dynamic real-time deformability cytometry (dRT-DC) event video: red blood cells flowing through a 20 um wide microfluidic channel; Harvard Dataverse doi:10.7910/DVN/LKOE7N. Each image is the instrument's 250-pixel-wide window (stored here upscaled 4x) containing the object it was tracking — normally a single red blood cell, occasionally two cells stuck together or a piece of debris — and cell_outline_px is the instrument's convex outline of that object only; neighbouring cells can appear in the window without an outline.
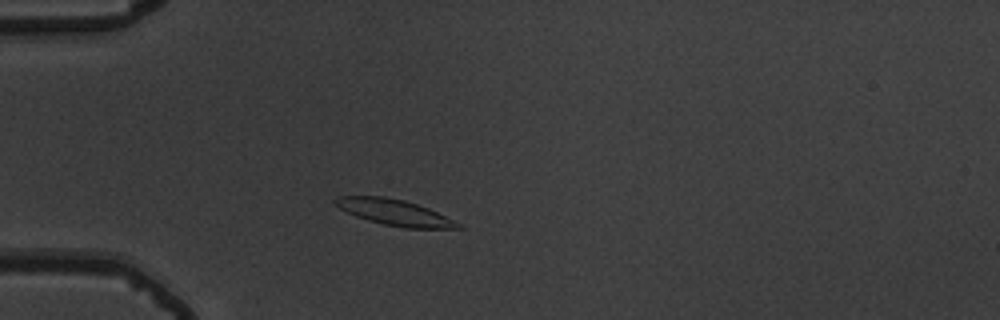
{"species": "common noctule bat (a hibernating species)", "species_latin": "Nyctalus noctula", "temperature_condition": "warm", "stored_images_in_passage": 47, "camera_frame_rate_fps": 3000, "um_per_image_px": 0.085, "animal": {"sex": "male", "body_mass_g": 19.5, "forearm_length_mm": 54.6}, "frame": {"image": 1, "passage_image": 8, "time_ms": 2.333, "image_size_px": [1000, 320], "cell_outline_px": [[464, 228], [404, 228], [384, 224], [368, 220], [356, 216], [340, 208], [332, 200], [336, 196], [384, 196], [404, 200], [428, 208], [460, 224]], "centroid_in_image_um": [33.49, 18.04], "position_along_channel_um": 51.5, "area_um2": 18.21}}
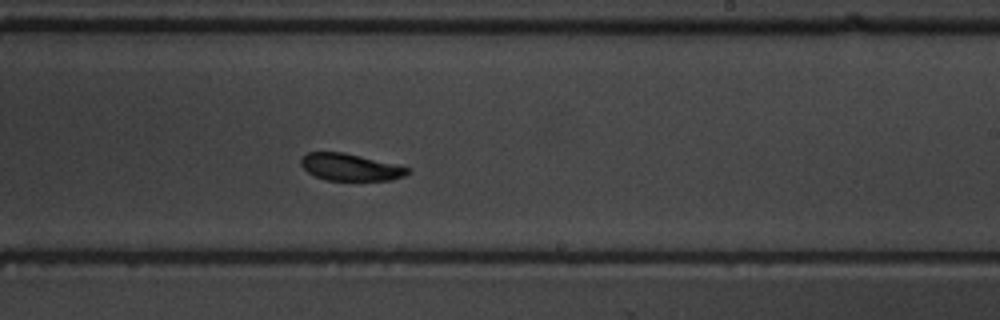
{"frame": {"image": 2, "passage_image": 26, "time_ms": 8.333, "image_size_px": [1000, 320], "cell_outline_px": [[408, 172], [404, 176], [392, 180], [324, 180], [308, 172], [300, 164], [300, 156], [308, 152], [344, 152], [408, 168]], "centroid_in_image_um": [29.69, 14.21], "position_along_channel_um": 259.3, "area_um2": 16.53}}
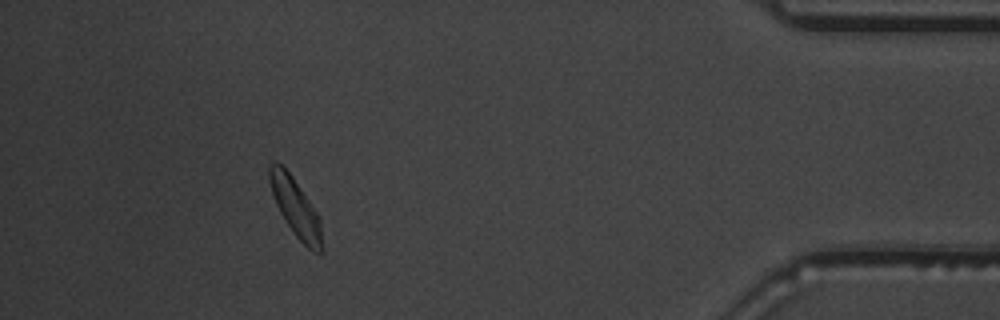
{"frame": {"image": 3, "passage_image": 42, "time_ms": 13.667, "image_size_px": [1000, 320], "cell_outline_px": [[324, 252], [312, 252], [296, 236], [284, 220], [276, 204], [268, 180], [268, 164], [276, 160], [292, 176], [320, 216], [324, 248]], "centroid_in_image_um": [25.14, 17.66], "position_along_channel_um": 410.1, "area_um2": 18.03}, "authors_computed_cell_mechanics": {"area_um2": 18.0914, "velocity_mm_per_s": 3.738, "shape_relaxation_time_tau1_ms": 1.7733, "shape_relaxation_time_tau2_ms": 3.842, "deformation_change_tau1": 0.0975, "deformation_change_tau2": 0.0959}}